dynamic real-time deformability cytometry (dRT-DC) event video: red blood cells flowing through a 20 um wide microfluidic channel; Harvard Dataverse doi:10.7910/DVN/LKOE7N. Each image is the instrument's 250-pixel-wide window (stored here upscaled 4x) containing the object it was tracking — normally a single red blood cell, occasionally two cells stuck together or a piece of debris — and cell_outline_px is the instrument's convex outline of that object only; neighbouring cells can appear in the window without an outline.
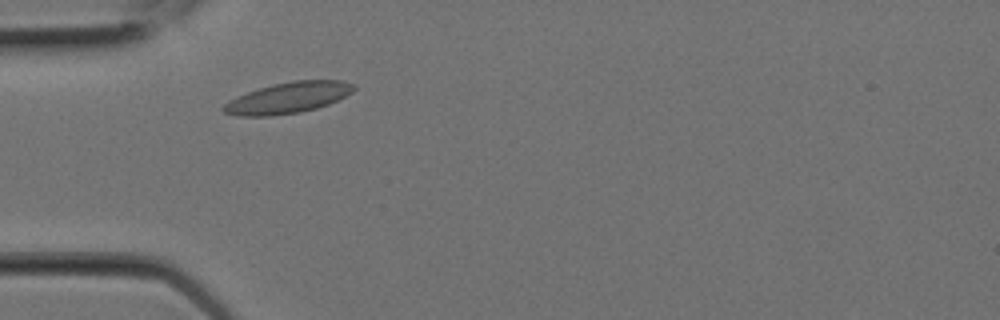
{"species": "Egyptian fruit bat (a non-hibernating species)", "species_latin": "Rousettus aegyptiacus", "temperature_condition": "room temperature", "stored_images_in_passage": 2, "camera_frame_rate_fps": 3000, "um_per_image_px": 0.085, "animal": {"sex": "female"}, "frame": {"image": 1, "passage_image": 1, "time_ms": 0.0, "image_size_px": [1000, 320], "cell_outline_px": [[356, 88], [352, 92], [328, 104], [316, 108], [300, 112], [272, 116], [236, 116], [224, 112], [220, 108], [228, 100], [236, 96], [272, 84], [292, 80], [340, 80], [356, 84]], "centroid_in_image_um": [24.46, 8.31], "position_along_channel_um": 60.5, "area_um2": 23.64}}